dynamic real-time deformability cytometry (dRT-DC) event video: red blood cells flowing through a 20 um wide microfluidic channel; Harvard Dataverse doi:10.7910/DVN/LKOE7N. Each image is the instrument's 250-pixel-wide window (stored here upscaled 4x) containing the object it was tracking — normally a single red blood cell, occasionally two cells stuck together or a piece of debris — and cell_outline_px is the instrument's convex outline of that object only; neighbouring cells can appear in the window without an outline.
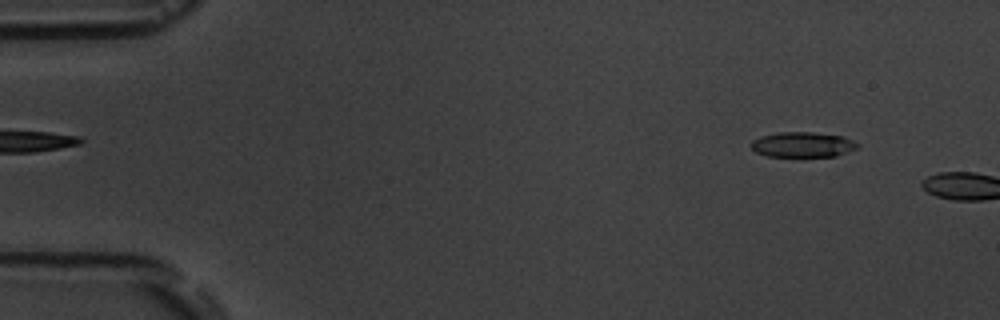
{"species": "common noctule bat (a hibernating species)", "species_latin": "Nyctalus noctula", "temperature_condition": "room temperature", "stored_images_in_passage": 2, "camera_frame_rate_fps": 3000, "um_per_image_px": 0.085, "animal": {"sex": "male", "body_mass_g": 19.5, "forearm_length_mm": 54.6}, "frame": {"image": 1, "passage_image": 1, "time_ms": 0.0, "image_size_px": [1000, 320], "cell_outline_px": [[860, 148], [836, 156], [804, 160], [768, 156], [756, 152], [752, 148], [752, 140], [760, 136], [780, 132], [812, 132], [844, 136], [860, 144]], "centroid_in_image_um": [68.28, 12.35], "position_along_channel_um": 16.7, "area_um2": 16.65}}